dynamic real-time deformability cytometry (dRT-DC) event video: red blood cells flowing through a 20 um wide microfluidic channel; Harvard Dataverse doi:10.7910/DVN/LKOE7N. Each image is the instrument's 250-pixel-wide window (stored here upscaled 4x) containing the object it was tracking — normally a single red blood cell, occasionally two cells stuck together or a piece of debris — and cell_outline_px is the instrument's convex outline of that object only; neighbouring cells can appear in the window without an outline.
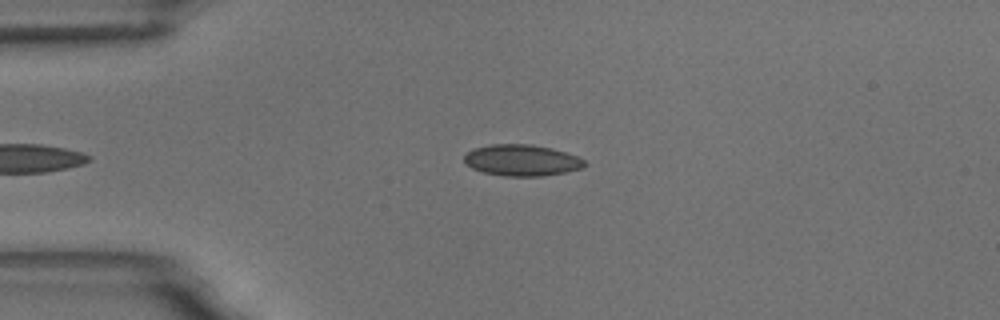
{"species": "common noctule bat (a hibernating species)", "species_latin": "Nyctalus noctula", "temperature_condition": "room temperature", "stored_images_in_passage": 39, "camera_frame_rate_fps": 3000, "um_per_image_px": 0.085, "animal": {"sex": "male", "body_mass_g": 18.8}, "frame": {"image": 1, "passage_image": 2, "time_ms": 0.333, "image_size_px": [1000, 320], "cell_outline_px": [[588, 164], [580, 168], [564, 172], [540, 176], [504, 176], [484, 172], [472, 168], [464, 164], [464, 156], [472, 148], [492, 144], [532, 144], [552, 148], [576, 156], [584, 160]], "centroid_in_image_um": [44.31, 13.61], "position_along_channel_um": 40.7, "area_um2": 21.91}}
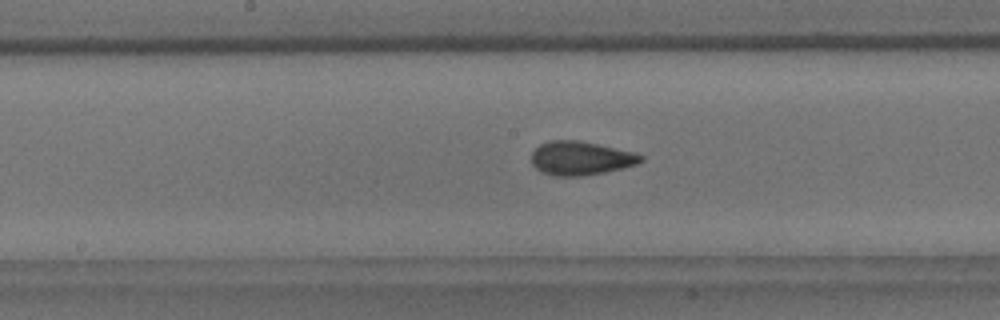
{"frame": {"image": 2, "passage_image": 17, "time_ms": 5.333, "image_size_px": [1000, 320], "cell_outline_px": [[644, 160], [636, 164], [604, 172], [580, 176], [556, 176], [540, 172], [532, 164], [532, 152], [540, 144], [548, 140], [580, 140], [636, 152], [644, 156]], "centroid_in_image_um": [49.36, 13.43], "position_along_channel_um": 198.8, "area_um2": 21.62}}
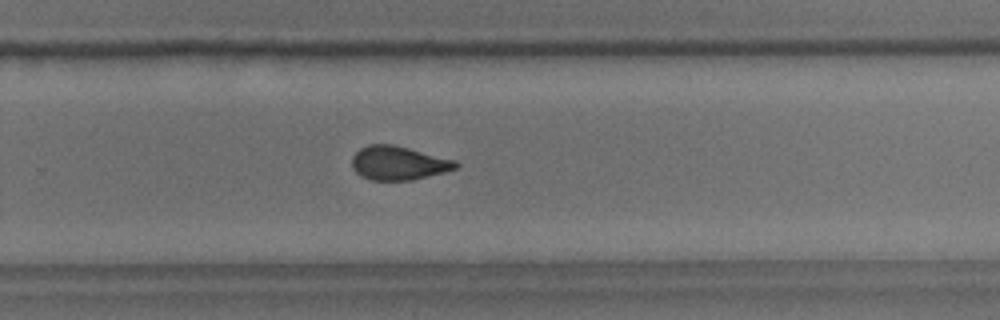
{"frame": {"image": 3, "passage_image": 25, "time_ms": 8.0, "image_size_px": [1000, 320], "cell_outline_px": [[460, 164], [456, 168], [444, 172], [412, 180], [368, 180], [360, 176], [352, 168], [352, 156], [360, 148], [368, 144], [392, 144], [456, 160]], "centroid_in_image_um": [33.84, 13.86], "position_along_channel_um": 296.0, "area_um2": 20.52}, "authors_computed_cell_mechanics": {"area_um2": 20.8658, "velocity_mm_per_s": 3.6521, "shape_relaxation_time_tau1_ms": null, "shape_relaxation_time_tau2_ms": 1.6854, "deformation_change_tau1": null, "deformation_change_tau2": 0.0636}}